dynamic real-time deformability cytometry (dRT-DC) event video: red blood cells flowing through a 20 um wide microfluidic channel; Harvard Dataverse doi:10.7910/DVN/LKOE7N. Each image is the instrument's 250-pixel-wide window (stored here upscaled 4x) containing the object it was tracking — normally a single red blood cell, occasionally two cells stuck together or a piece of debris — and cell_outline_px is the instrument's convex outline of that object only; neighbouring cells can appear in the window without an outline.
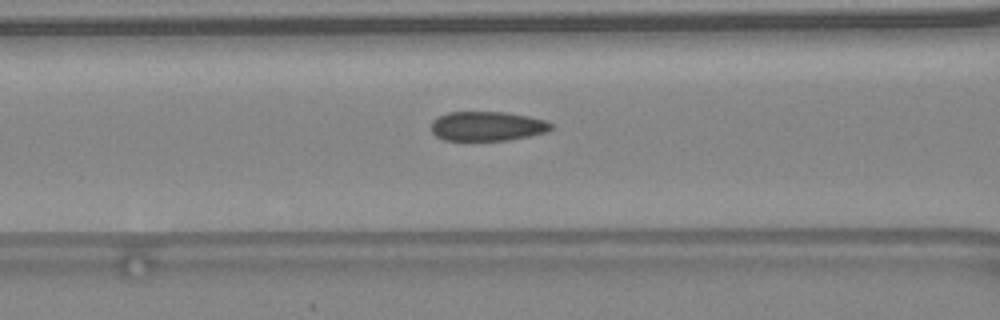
{"species": "common noctule bat (a hibernating species)", "species_latin": "Nyctalus noctula", "temperature_condition": "warm", "stored_images_in_passage": 44, "camera_frame_rate_fps": 3000, "um_per_image_px": 0.085, "animal": {"sex": "female", "body_mass_g": 24.6, "forearm_length_mm": 56.2}, "frame": {"image": 1, "passage_image": 19, "time_ms": 6.0, "image_size_px": [1000, 320], "cell_outline_px": [[556, 128], [548, 132], [508, 140], [444, 140], [436, 136], [432, 132], [432, 120], [436, 116], [448, 112], [504, 112], [528, 116], [548, 120]], "centroid_in_image_um": [41.45, 10.72], "position_along_channel_um": 125.2, "area_um2": 20.81}, "authors_computed_cell_mechanics": {"area_um2": 21.4438, "velocity_mm_per_s": 4.5648, "shape_relaxation_time_tau1_ms": null, "shape_relaxation_time_tau2_ms": 0.9285, "deformation_change_tau1": null, "deformation_change_tau2": 0.0494}}